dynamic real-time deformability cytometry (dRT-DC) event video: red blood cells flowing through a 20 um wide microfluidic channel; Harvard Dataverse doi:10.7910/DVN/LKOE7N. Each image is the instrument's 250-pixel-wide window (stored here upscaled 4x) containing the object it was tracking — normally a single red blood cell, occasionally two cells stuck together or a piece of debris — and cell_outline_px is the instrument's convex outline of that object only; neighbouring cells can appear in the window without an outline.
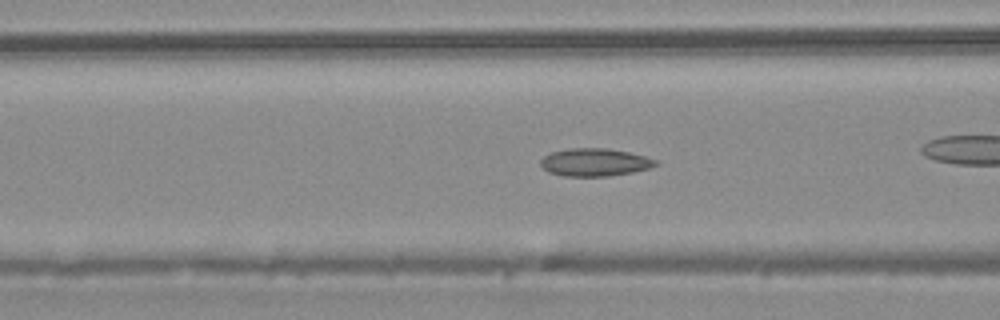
{"species": "common noctule bat (a hibernating species)", "species_latin": "Nyctalus noctula", "temperature_condition": "warm", "stored_images_in_passage": 41, "camera_frame_rate_fps": 3000, "um_per_image_px": 0.085, "animal": {"sex": "male", "body_mass_g": 20.4}, "frame": {"image": 1, "passage_image": 18, "time_ms": 5.667, "image_size_px": [1000, 320], "cell_outline_px": [[660, 164], [648, 168], [632, 172], [608, 176], [564, 176], [548, 172], [540, 164], [540, 160], [544, 156], [552, 152], [568, 148], [608, 148], [628, 152], [660, 160]], "centroid_in_image_um": [50.57, 13.79], "position_along_channel_um": 116.0, "area_um2": 18.67}}